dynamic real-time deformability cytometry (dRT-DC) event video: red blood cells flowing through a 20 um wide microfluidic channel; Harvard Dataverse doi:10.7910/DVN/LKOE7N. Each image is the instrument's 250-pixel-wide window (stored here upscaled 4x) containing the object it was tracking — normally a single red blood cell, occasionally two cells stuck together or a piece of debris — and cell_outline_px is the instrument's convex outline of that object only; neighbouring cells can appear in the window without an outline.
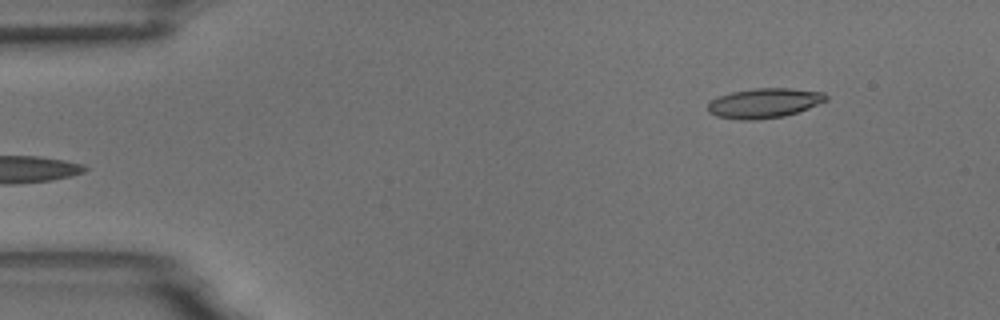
{"species": "common noctule bat (a hibernating species)", "species_latin": "Nyctalus noctula", "temperature_condition": "room temperature", "stored_images_in_passage": 5, "segment_of_instrument_passage": [2, 2], "camera_frame_rate_fps": 3000, "um_per_image_px": 0.085, "animal": {"sex": "male", "body_mass_g": 18.8}, "frame": {"image": 1, "passage_image": 5, "time_ms": 5.333, "image_size_px": [1000, 320], "cell_outline_px": [[828, 100], [808, 108], [784, 116], [752, 120], [744, 120], [716, 116], [708, 112], [708, 104], [712, 100], [720, 96], [732, 92], [756, 88], [792, 88], [824, 92], [828, 96]], "centroid_in_image_um": [64.99, 8.75], "position_along_channel_um": 20.0, "area_um2": 20.35}}